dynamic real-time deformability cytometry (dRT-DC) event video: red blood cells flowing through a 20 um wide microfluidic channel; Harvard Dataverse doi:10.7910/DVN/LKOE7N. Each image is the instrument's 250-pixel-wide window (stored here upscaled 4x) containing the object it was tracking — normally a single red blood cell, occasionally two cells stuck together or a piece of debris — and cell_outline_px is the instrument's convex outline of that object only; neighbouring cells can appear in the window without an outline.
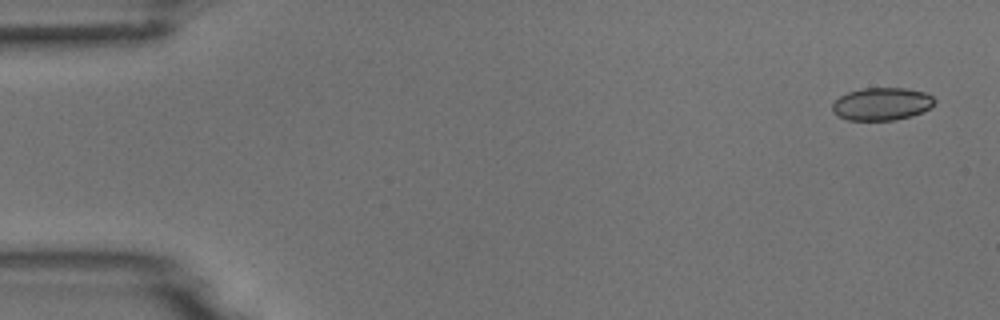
{"species": "common noctule bat (a hibernating species)", "species_latin": "Nyctalus noctula", "temperature_condition": "room temperature", "stored_images_in_passage": 4, "camera_frame_rate_fps": 3000, "um_per_image_px": 0.085, "animal": {"sex": "male", "body_mass_g": 18.8}, "frame": {"image": 1, "passage_image": 1, "time_ms": 0.0, "image_size_px": [1000, 320], "cell_outline_px": [[936, 100], [928, 108], [912, 116], [892, 120], [848, 120], [832, 112], [832, 104], [840, 96], [848, 92], [860, 88], [904, 88], [924, 92], [932, 96]], "centroid_in_image_um": [74.92, 8.83], "position_along_channel_um": 10.1, "area_um2": 19.31}}